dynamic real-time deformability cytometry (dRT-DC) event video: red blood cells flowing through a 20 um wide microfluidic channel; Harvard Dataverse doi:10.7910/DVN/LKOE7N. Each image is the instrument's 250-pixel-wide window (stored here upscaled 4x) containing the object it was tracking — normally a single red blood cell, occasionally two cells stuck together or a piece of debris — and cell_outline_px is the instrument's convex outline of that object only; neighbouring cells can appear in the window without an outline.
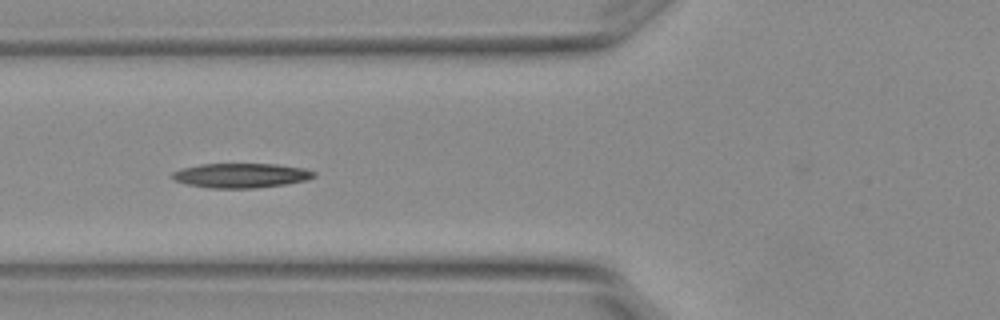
{"species": "Egyptian fruit bat (a non-hibernating species)", "species_latin": "Rousettus aegyptiacus", "temperature_condition": "warm", "stored_images_in_passage": 6, "camera_frame_rate_fps": 3000, "um_per_image_px": 0.085, "animal": {"sex": "female"}, "frame": {"image": 1, "passage_image": 4, "time_ms": 1.0, "image_size_px": [1000, 320], "cell_outline_px": [[316, 176], [304, 180], [284, 184], [256, 188], [208, 188], [188, 184], [172, 180], [172, 172], [184, 168], [200, 164], [276, 164], [304, 168], [316, 172]], "centroid_in_image_um": [20.48, 14.91], "position_along_channel_um": 105.3, "area_um2": 20.17}}
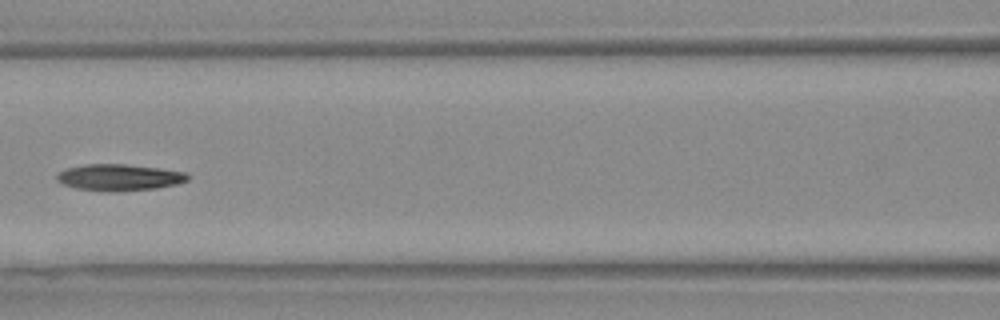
{"frame": {"image": 2, "passage_image": 5, "time_ms": 1.333, "image_size_px": [1000, 320], "cell_outline_px": [[192, 176], [188, 180], [176, 184], [156, 188], [116, 192], [104, 192], [76, 188], [64, 184], [56, 180], [56, 176], [60, 172], [68, 168], [88, 164], [124, 164], [160, 168], [188, 172]], "centroid_in_image_um": [10.19, 15.08], "position_along_channel_um": 156.4, "area_um2": 20.35}}
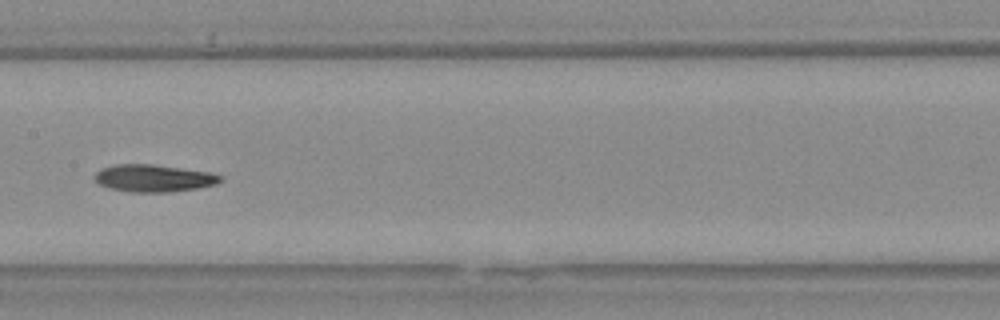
{"frame": {"image": 3, "passage_image": 6, "time_ms": 1.667, "image_size_px": [1000, 320], "cell_outline_px": [[224, 180], [216, 184], [200, 188], [172, 192], [128, 192], [108, 188], [100, 184], [96, 180], [96, 172], [100, 168], [116, 164], [152, 164], [212, 172], [224, 176]], "centroid_in_image_um": [13.13, 15.15], "position_along_channel_um": 194.3, "area_um2": 20.29}}